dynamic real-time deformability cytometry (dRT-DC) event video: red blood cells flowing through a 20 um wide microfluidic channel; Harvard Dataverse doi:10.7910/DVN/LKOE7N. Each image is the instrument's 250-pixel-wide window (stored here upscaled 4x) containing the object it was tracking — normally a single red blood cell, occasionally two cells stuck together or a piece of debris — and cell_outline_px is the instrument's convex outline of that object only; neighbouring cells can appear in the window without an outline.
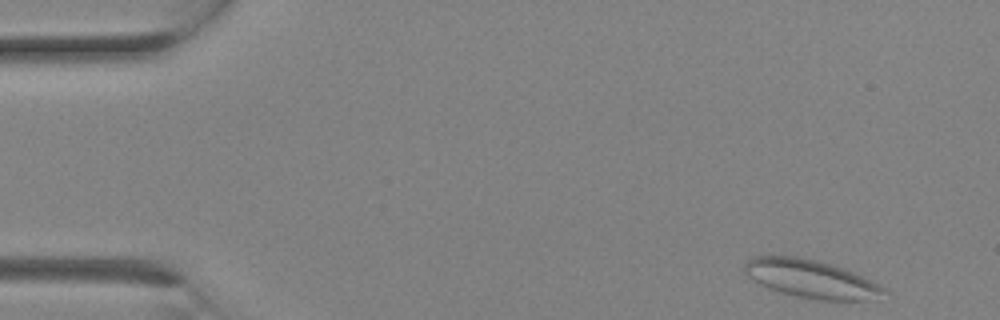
{"species": "Egyptian fruit bat (a non-hibernating species)", "species_latin": "Rousettus aegyptiacus", "temperature_condition": "room temperature", "stored_images_in_passage": 10, "camera_frame_rate_fps": 3000, "um_per_image_px": 0.085, "animal": {"sex": "female"}, "frame": {"image": 1, "passage_image": 1, "time_ms": 0.0, "image_size_px": [1000, 320], "cell_outline_px": [[888, 292], [876, 300], [820, 300], [796, 296], [780, 292], [760, 284], [748, 276], [744, 272], [744, 264], [748, 260], [756, 256], [796, 256], [820, 260], [844, 268], [884, 288]], "centroid_in_image_um": [68.94, 23.7], "position_along_channel_um": 16.1, "area_um2": 30.81}}
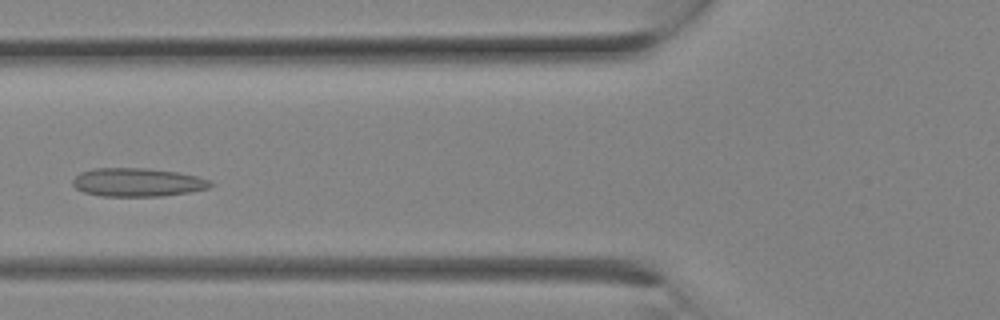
{"frame": {"image": 2, "passage_image": 9, "time_ms": 2.667, "image_size_px": [1000, 320], "cell_outline_px": [[216, 184], [208, 188], [188, 192], [160, 196], [100, 196], [84, 192], [76, 188], [72, 184], [72, 180], [80, 172], [96, 168], [148, 168], [176, 172], [196, 176], [208, 180]], "centroid_in_image_um": [11.67, 15.49], "position_along_channel_um": 114.1, "area_um2": 22.77}}